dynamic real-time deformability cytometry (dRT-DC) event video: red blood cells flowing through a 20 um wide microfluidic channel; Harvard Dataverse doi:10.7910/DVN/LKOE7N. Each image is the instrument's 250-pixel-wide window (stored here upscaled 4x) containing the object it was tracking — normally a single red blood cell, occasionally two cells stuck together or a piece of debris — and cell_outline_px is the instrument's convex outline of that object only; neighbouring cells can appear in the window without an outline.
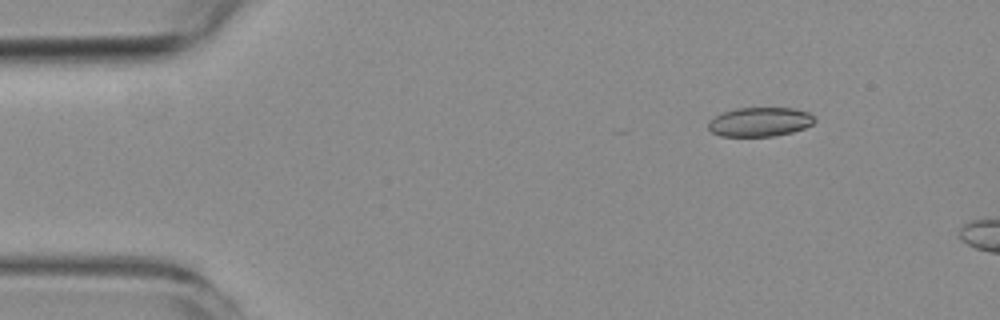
{"species": "common noctule bat (a hibernating species)", "species_latin": "Nyctalus noctula", "temperature_condition": "room temperature", "stored_images_in_passage": 4, "camera_frame_rate_fps": 3000, "um_per_image_px": 0.085, "animal": {"sex": "female", "body_mass_g": 19.3, "forearm_length_mm": 54.1}, "frame": {"image": 1, "passage_image": 2, "time_ms": 1.333, "image_size_px": [1000, 320], "cell_outline_px": [[816, 120], [812, 124], [804, 128], [792, 132], [772, 136], [720, 136], [712, 132], [708, 128], [708, 120], [724, 112], [736, 108], [792, 108], [808, 112]], "centroid_in_image_um": [64.57, 10.36], "position_along_channel_um": 20.4, "area_um2": 17.98}}